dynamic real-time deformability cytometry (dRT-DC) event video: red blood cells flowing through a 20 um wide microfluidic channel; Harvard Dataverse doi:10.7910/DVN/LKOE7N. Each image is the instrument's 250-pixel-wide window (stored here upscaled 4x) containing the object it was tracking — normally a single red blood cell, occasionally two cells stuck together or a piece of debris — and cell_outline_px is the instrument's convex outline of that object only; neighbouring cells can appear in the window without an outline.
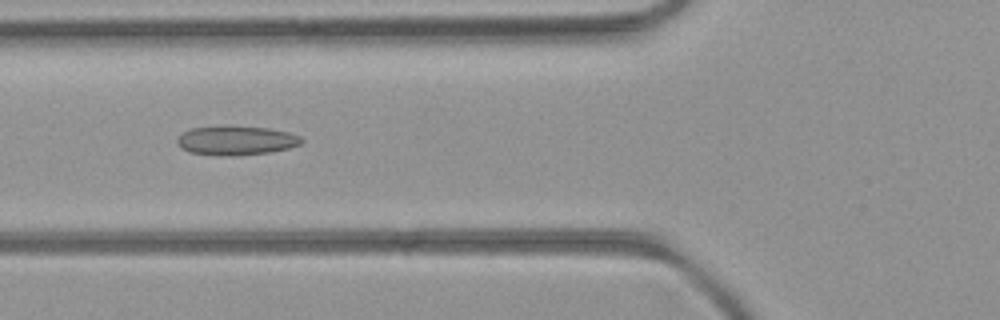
{"species": "common noctule bat (a hibernating species)", "species_latin": "Nyctalus noctula", "temperature_condition": "room temperature", "stored_images_in_passage": 9, "camera_frame_rate_fps": 3000, "um_per_image_px": 0.085, "animal": {"sex": "female", "body_mass_g": 21.9}, "frame": {"image": 1, "passage_image": 3, "time_ms": 0.667, "image_size_px": [1000, 320], "cell_outline_px": [[304, 140], [300, 144], [288, 148], [268, 152], [236, 156], [228, 156], [188, 152], [180, 148], [176, 144], [176, 140], [184, 132], [192, 128], [268, 128], [288, 132], [300, 136]], "centroid_in_image_um": [20.07, 11.98], "position_along_channel_um": 105.7, "area_um2": 20.4}}
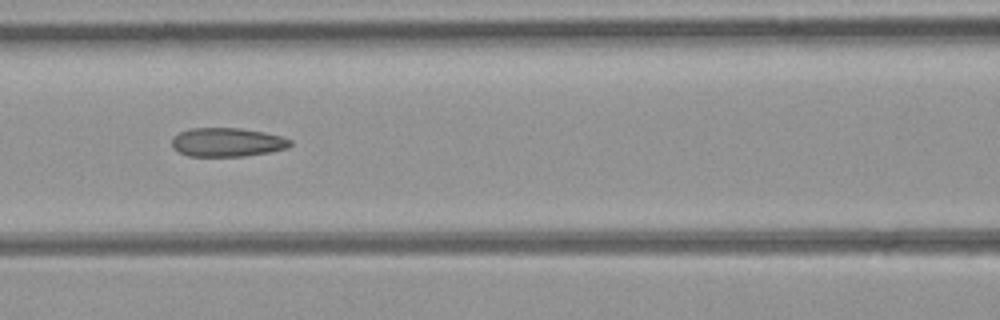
{"frame": {"image": 2, "passage_image": 6, "time_ms": 1.667, "image_size_px": [1000, 320], "cell_outline_px": [[292, 144], [288, 148], [268, 152], [244, 156], [188, 156], [172, 148], [172, 136], [188, 128], [240, 128], [264, 132], [280, 136], [292, 140]], "centroid_in_image_um": [19.29, 12.08], "position_along_channel_um": 147.3, "area_um2": 19.94}}